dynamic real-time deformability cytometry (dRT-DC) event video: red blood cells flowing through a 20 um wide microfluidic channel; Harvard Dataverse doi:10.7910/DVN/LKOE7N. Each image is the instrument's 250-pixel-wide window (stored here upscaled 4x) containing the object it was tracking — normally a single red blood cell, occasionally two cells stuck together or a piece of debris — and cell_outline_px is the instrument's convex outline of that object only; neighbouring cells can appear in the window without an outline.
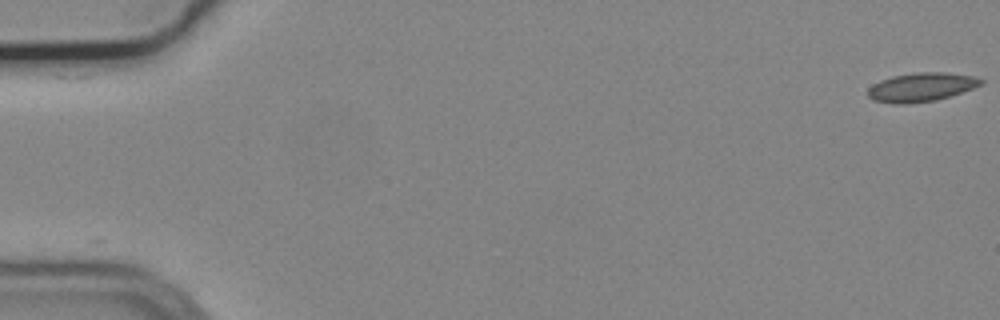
{"species": "common noctule bat (a hibernating species)", "species_latin": "Nyctalus noctula", "temperature_condition": "cold", "stored_images_in_passage": 52, "camera_frame_rate_fps": 3000, "um_per_image_px": 0.085, "animal": {"sex": "male", "body_mass_g": 19.2, "forearm_length_mm": 51.8}, "frame": {"image": 1, "passage_image": 1, "time_ms": 0.0, "image_size_px": [1000, 320], "cell_outline_px": [[984, 84], [936, 100], [904, 104], [892, 104], [872, 100], [868, 96], [868, 88], [872, 84], [880, 80], [892, 76], [916, 72], [944, 72], [976, 76], [984, 80]], "centroid_in_image_um": [78.29, 7.4], "position_along_channel_um": 6.7, "area_um2": 19.07}}
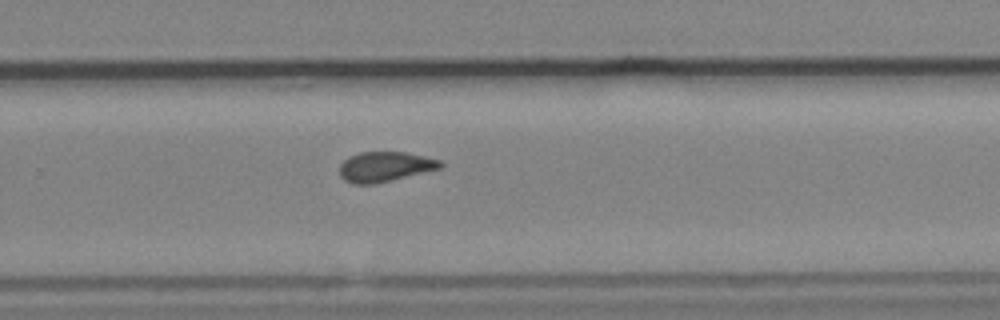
{"frame": {"image": 2, "passage_image": 37, "time_ms": 12.0, "image_size_px": [1000, 320], "cell_outline_px": [[444, 164], [440, 168], [376, 184], [352, 184], [344, 180], [340, 176], [340, 164], [348, 156], [360, 152], [404, 152], [424, 156], [440, 160]], "centroid_in_image_um": [32.69, 14.17], "position_along_channel_um": 297.1, "area_um2": 17.63}}
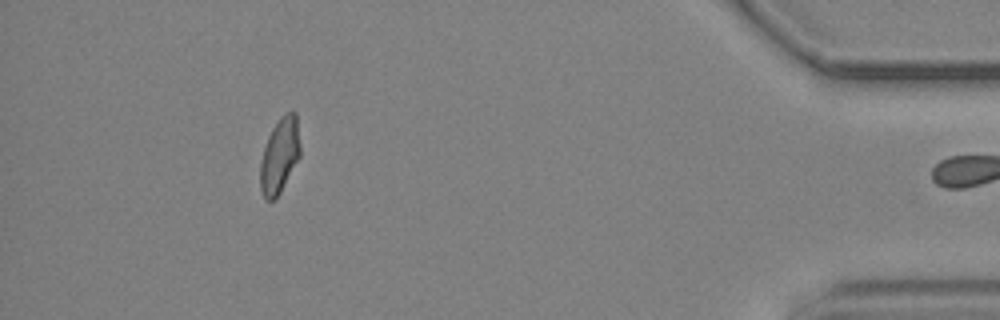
{"frame": {"image": 3, "passage_image": 51, "time_ms": 16.667, "image_size_px": [1000, 320], "cell_outline_px": [[300, 156], [276, 200], [264, 200], [260, 188], [260, 164], [264, 148], [268, 136], [272, 128], [280, 116], [284, 112], [296, 112], [300, 144]], "centroid_in_image_um": [23.76, 13.23], "position_along_channel_um": 411.4, "area_um2": 17.63}, "authors_computed_cell_mechanics": {"area_um2": 18.2359, "velocity_mm_per_s": 3.736, "shape_relaxation_time_tau1_ms": null, "shape_relaxation_time_tau2_ms": 1.7259, "deformation_change_tau1": null, "deformation_change_tau2": 0.0655}}